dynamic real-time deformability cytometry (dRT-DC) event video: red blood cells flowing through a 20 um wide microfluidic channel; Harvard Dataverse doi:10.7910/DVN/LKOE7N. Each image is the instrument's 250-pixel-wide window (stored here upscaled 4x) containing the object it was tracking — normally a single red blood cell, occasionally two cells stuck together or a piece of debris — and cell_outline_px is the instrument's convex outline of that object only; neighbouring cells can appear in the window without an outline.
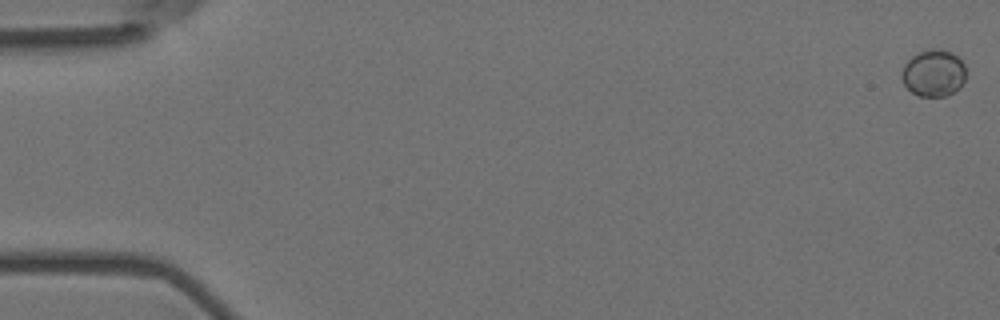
{"species": "Egyptian fruit bat (a non-hibernating species)", "species_latin": "Rousettus aegyptiacus", "temperature_condition": "room temperature", "stored_images_in_passage": 56, "camera_frame_rate_fps": 3000, "um_per_image_px": 0.085, "animal": {"sex": "female"}, "frame": {"image": 1, "passage_image": 1, "time_ms": 0.0, "image_size_px": [1000, 320], "cell_outline_px": [[964, 80], [952, 92], [944, 96], [920, 96], [912, 92], [904, 84], [900, 76], [904, 64], [912, 56], [920, 52], [936, 48], [952, 52], [964, 64]], "centroid_in_image_um": [79.31, 6.2], "position_along_channel_um": 5.7, "area_um2": 17.17}}
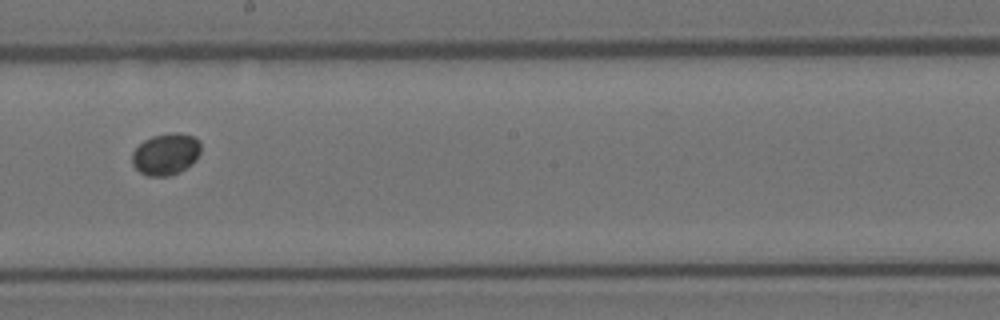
{"frame": {"image": 2, "passage_image": 32, "time_ms": 10.333, "image_size_px": [1000, 320], "cell_outline_px": [[200, 152], [196, 160], [192, 164], [180, 172], [168, 176], [148, 176], [140, 172], [132, 164], [132, 152], [144, 140], [152, 136], [172, 132], [180, 132], [192, 136], [200, 140]], "centroid_in_image_um": [14.11, 13.1], "position_along_channel_um": 234.1, "area_um2": 16.82}}
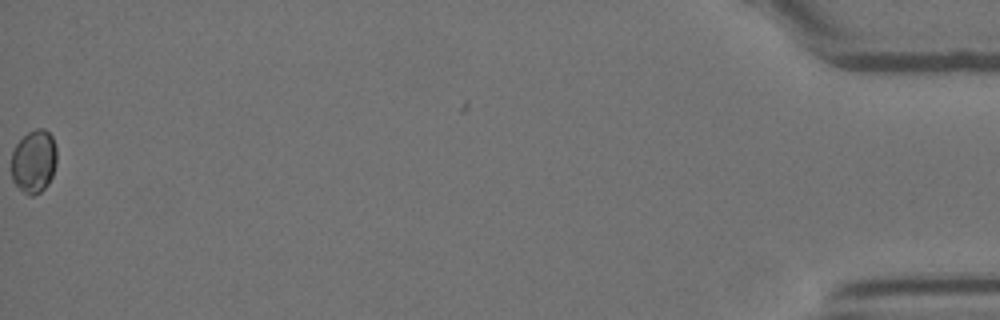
{"frame": {"image": 3, "passage_image": 56, "time_ms": 18.333, "image_size_px": [1000, 320], "cell_outline_px": [[56, 164], [52, 176], [48, 184], [40, 192], [32, 196], [28, 196], [12, 180], [12, 152], [16, 144], [28, 132], [36, 128], [44, 128], [52, 136], [56, 148]], "centroid_in_image_um": [2.89, 13.71], "position_along_channel_um": 432.3, "area_um2": 16.7}}